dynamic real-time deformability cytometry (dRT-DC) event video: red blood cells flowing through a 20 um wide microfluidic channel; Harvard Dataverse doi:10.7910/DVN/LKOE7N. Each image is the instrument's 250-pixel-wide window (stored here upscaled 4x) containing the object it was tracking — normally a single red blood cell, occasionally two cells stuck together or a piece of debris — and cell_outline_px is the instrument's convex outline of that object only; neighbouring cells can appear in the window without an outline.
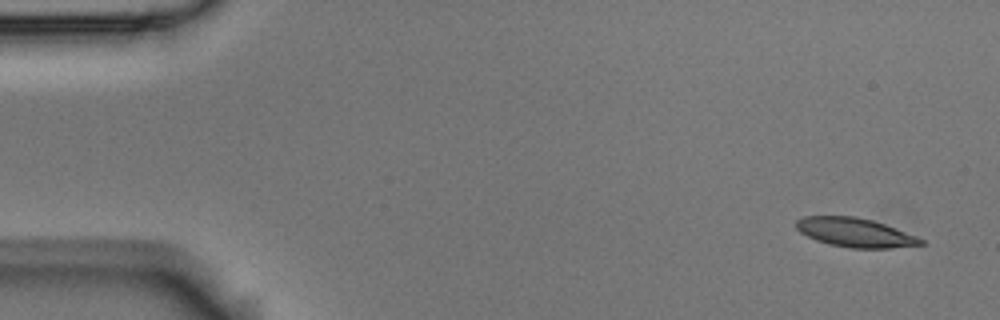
{"species": "Egyptian fruit bat (a non-hibernating species)", "species_latin": "Rousettus aegyptiacus", "temperature_condition": "room temperature", "stored_images_in_passage": 10, "camera_frame_rate_fps": 3000, "um_per_image_px": 0.085, "animal": {"sex": "male"}, "frame": {"image": 1, "passage_image": 1, "time_ms": 0.0, "image_size_px": [1000, 320], "cell_outline_px": [[924, 244], [888, 248], [852, 248], [828, 244], [816, 240], [800, 232], [796, 228], [796, 220], [804, 216], [856, 216], [872, 220], [884, 224], [916, 236], [924, 240]], "centroid_in_image_um": [72.65, 19.76], "position_along_channel_um": 12.3, "area_um2": 20.92}}
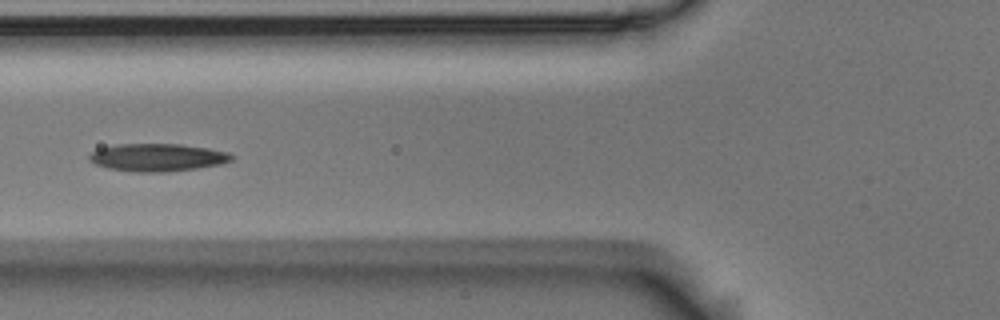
{"frame": {"image": 2, "passage_image": 6, "time_ms": 1.667, "image_size_px": [1000, 320], "cell_outline_px": [[236, 156], [232, 160], [220, 164], [196, 168], [164, 172], [136, 172], [108, 168], [96, 164], [88, 160], [88, 156], [92, 152], [100, 148], [116, 144], [180, 144], [208, 148], [228, 152]], "centroid_in_image_um": [13.39, 13.38], "position_along_channel_um": 112.4, "area_um2": 22.95}}
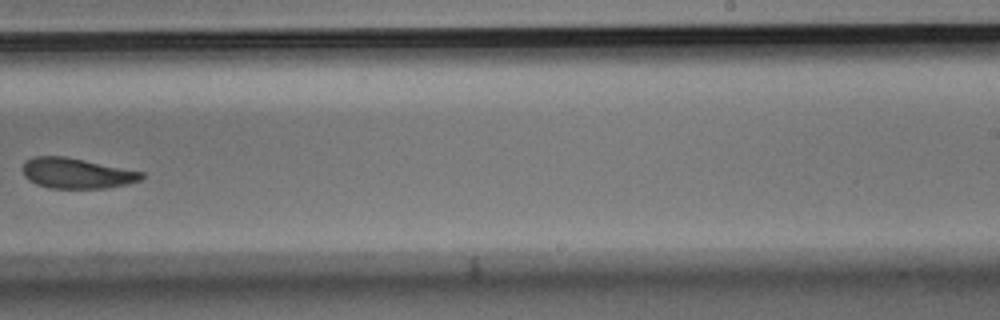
{"frame": {"image": 3, "passage_image": 10, "time_ms": 3.0, "image_size_px": [1000, 320], "cell_outline_px": [[144, 176], [140, 180], [124, 184], [104, 188], [48, 188], [36, 184], [28, 180], [24, 176], [20, 168], [32, 156], [64, 156], [144, 172]], "centroid_in_image_um": [6.45, 14.72], "position_along_channel_um": 282.5, "area_um2": 20.98}}